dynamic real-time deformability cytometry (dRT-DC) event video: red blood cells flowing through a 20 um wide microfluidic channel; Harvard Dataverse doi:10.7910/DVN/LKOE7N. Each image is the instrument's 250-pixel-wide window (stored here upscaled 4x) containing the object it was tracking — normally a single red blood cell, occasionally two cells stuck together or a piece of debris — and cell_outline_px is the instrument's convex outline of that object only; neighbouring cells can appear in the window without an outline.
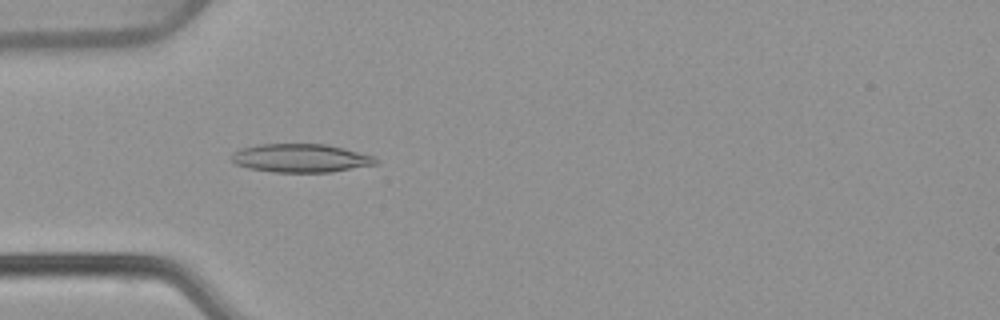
{"species": "common noctule bat (a hibernating species)", "species_latin": "Nyctalus noctula", "temperature_condition": "warm", "stored_images_in_passage": 52, "camera_frame_rate_fps": 3000, "um_per_image_px": 0.085, "animal": {"sex": "female", "body_mass_g": 22.7, "forearm_length_mm": 54.2}, "frame": {"image": 1, "passage_image": 16, "time_ms": 5.0, "image_size_px": [1000, 320], "cell_outline_px": [[380, 160], [376, 164], [332, 172], [276, 172], [248, 168], [236, 164], [228, 160], [232, 152], [240, 148], [260, 144], [324, 144], [344, 148], [372, 156]], "centroid_in_image_um": [25.51, 13.44], "position_along_channel_um": 59.5, "area_um2": 23.99}}
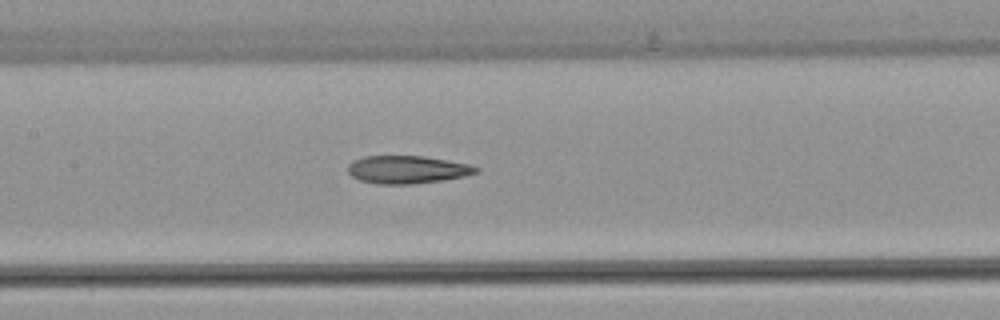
{"frame": {"image": 2, "passage_image": 25, "time_ms": 8.0, "image_size_px": [1000, 320], "cell_outline_px": [[480, 172], [464, 176], [444, 180], [412, 184], [380, 184], [360, 180], [352, 176], [348, 172], [348, 164], [352, 160], [364, 156], [424, 156], [468, 164], [480, 168]], "centroid_in_image_um": [34.61, 14.41], "position_along_channel_um": 172.8, "area_um2": 20.81}}
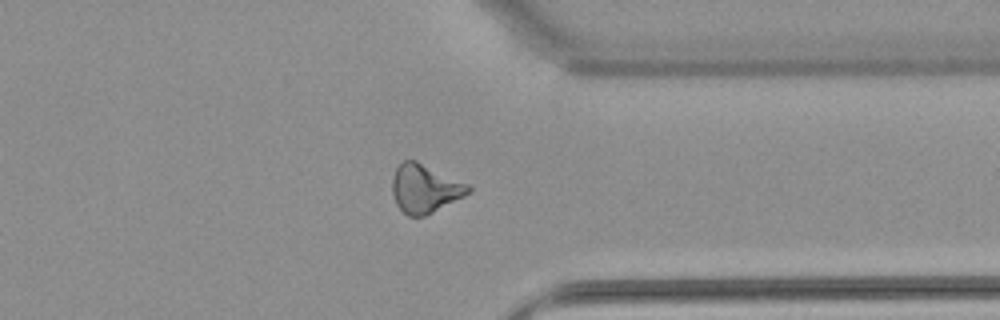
{"frame": {"image": 3, "passage_image": 41, "time_ms": 13.333, "image_size_px": [1000, 320], "cell_outline_px": [[472, 192], [424, 216], [408, 216], [396, 204], [392, 192], [392, 176], [396, 168], [404, 160], [416, 160], [468, 184], [472, 188]], "centroid_in_image_um": [36.1, 16.02], "position_along_channel_um": 375.3, "area_um2": 21.33}, "authors_computed_cell_mechanics": {"area_um2": 21.386, "velocity_mm_per_s": 3.8713, "shape_relaxation_time_tau1_ms": null, "shape_relaxation_time_tau2_ms": 7.0945, "deformation_change_tau1": null, "deformation_change_tau2": 0.1992}}